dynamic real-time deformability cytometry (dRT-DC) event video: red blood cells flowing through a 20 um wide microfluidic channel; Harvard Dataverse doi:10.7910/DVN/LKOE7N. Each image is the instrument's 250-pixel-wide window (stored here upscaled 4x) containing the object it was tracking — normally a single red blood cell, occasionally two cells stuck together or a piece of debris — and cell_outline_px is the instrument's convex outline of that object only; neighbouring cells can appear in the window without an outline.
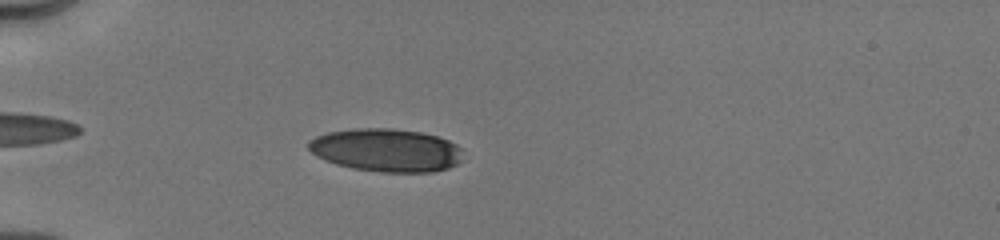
{"species": "human", "species_latin": "Homo sapiens", "temperature_condition": "cold", "stored_images_in_passage": 9, "camera_frame_rate_fps": 3000, "um_per_image_px": 0.085, "donor": {"sex": "male"}, "frame": {"image": 1, "passage_image": 6, "time_ms": 4.0, "image_size_px": [1000, 240], "cell_outline_px": [[460, 160], [456, 164], [448, 168], [432, 172], [380, 172], [352, 168], [336, 164], [324, 160], [316, 156], [308, 148], [308, 140], [316, 136], [328, 132], [356, 128], [392, 128], [420, 132], [436, 136], [448, 140], [456, 144], [460, 148]], "centroid_in_image_um": [32.79, 12.76], "position_along_channel_um": 52.2, "area_um2": 38.73}}
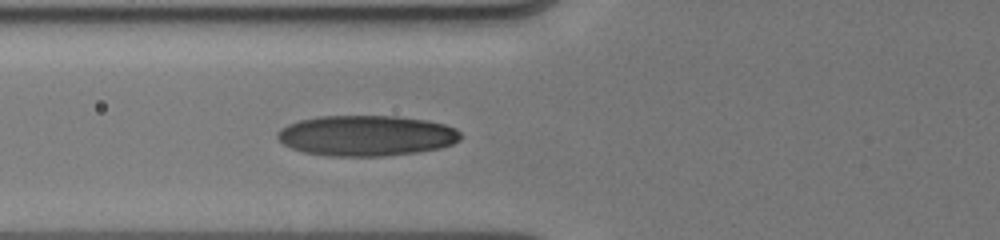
{"frame": {"image": 2, "passage_image": 9, "time_ms": 5.667, "image_size_px": [1000, 240], "cell_outline_px": [[464, 136], [460, 140], [452, 144], [440, 148], [416, 152], [380, 156], [328, 156], [304, 152], [292, 148], [284, 144], [276, 136], [276, 132], [280, 128], [288, 124], [300, 120], [320, 116], [396, 116], [428, 120], [444, 124], [456, 128]], "centroid_in_image_um": [31.16, 11.52], "position_along_channel_um": 94.6, "area_um2": 43.47}}